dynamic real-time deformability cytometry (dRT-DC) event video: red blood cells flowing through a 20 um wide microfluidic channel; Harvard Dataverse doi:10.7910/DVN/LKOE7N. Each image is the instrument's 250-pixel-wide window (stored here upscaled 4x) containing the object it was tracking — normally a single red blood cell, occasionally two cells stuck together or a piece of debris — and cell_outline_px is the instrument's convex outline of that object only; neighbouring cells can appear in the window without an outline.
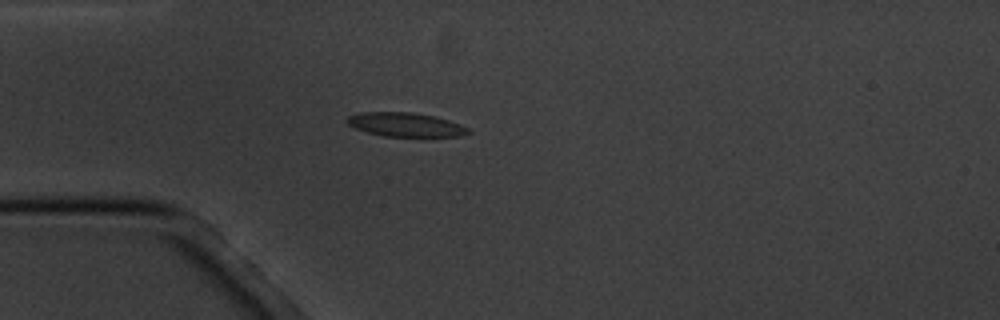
{"species": "common noctule bat (a hibernating species)", "species_latin": "Nyctalus noctula", "temperature_condition": "cold", "stored_images_in_passage": 4, "camera_frame_rate_fps": 3000, "um_per_image_px": 0.085, "animal": {"sex": "male", "body_mass_g": 20.1, "forearm_length_mm": 53.5}, "frame": {"image": 1, "passage_image": 4, "time_ms": 3.333, "image_size_px": [1000, 320], "cell_outline_px": [[472, 132], [460, 136], [424, 140], [420, 140], [384, 136], [368, 132], [356, 128], [348, 124], [344, 120], [348, 116], [360, 112], [412, 112], [436, 116], [460, 124], [468, 128]], "centroid_in_image_um": [34.55, 10.65], "position_along_channel_um": 50.4, "area_um2": 18.03}}